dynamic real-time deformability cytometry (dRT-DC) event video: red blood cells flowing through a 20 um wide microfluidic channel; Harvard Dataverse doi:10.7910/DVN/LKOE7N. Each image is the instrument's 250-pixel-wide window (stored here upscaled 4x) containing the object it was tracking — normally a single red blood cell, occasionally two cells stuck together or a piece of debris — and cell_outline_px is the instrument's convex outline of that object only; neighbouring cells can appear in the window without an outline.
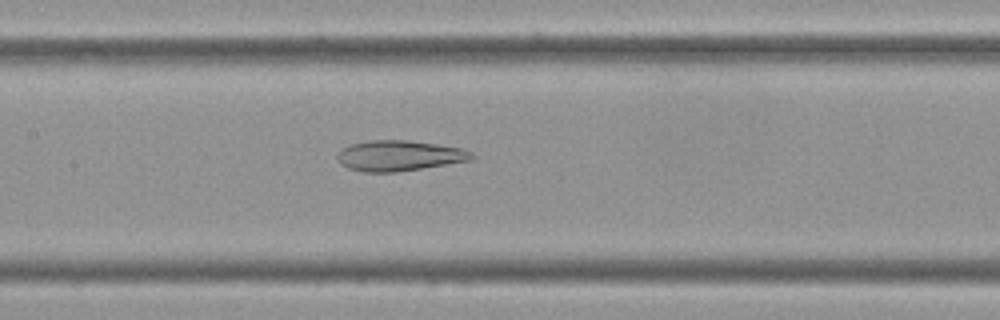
{"species": "Egyptian fruit bat (a non-hibernating species)", "species_latin": "Rousettus aegyptiacus", "temperature_condition": "cold", "stored_images_in_passage": 55, "camera_frame_rate_fps": 3000, "um_per_image_px": 0.085, "frame": {"image": 1, "passage_image": 24, "time_ms": 7.667, "image_size_px": [1000, 320], "cell_outline_px": [[476, 156], [472, 160], [396, 172], [364, 172], [348, 168], [340, 164], [336, 156], [340, 148], [352, 144], [368, 140], [408, 140], [464, 148], [472, 152]], "centroid_in_image_um": [33.93, 13.23], "position_along_channel_um": 173.5, "area_um2": 24.04}}
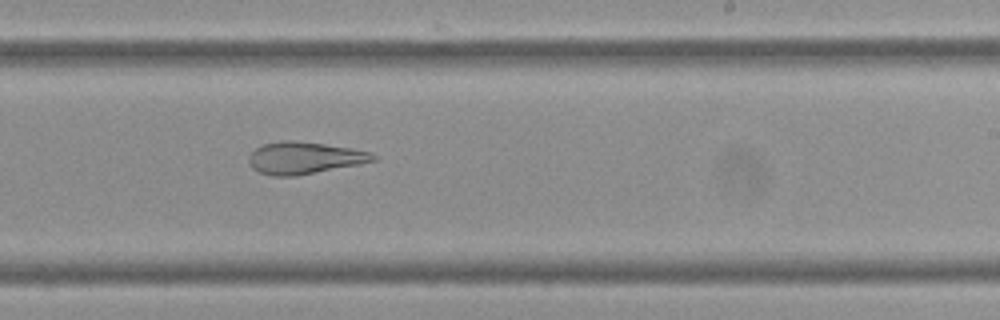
{"frame": {"image": 2, "passage_image": 32, "time_ms": 10.333, "image_size_px": [1000, 320], "cell_outline_px": [[376, 160], [360, 164], [296, 176], [272, 176], [260, 172], [252, 168], [248, 160], [248, 156], [256, 148], [264, 144], [280, 140], [292, 140], [324, 144], [352, 148], [372, 152], [376, 156]], "centroid_in_image_um": [25.87, 13.42], "position_along_channel_um": 263.1, "area_um2": 23.24}}
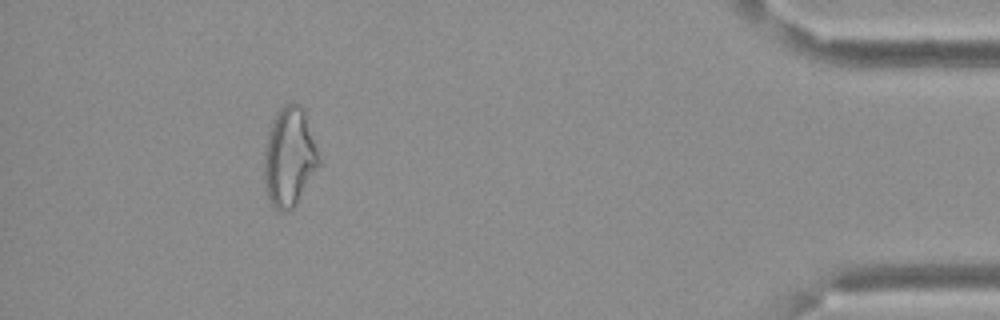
{"frame": {"image": 3, "passage_image": 50, "time_ms": 16.333, "image_size_px": [1000, 320], "cell_outline_px": [[320, 164], [296, 204], [292, 208], [284, 212], [280, 212], [272, 208], [268, 200], [264, 180], [264, 152], [272, 120], [276, 112], [284, 104], [292, 100], [300, 104], [304, 108], [320, 160]], "centroid_in_image_um": [24.58, 13.34], "position_along_channel_um": 410.6, "area_um2": 31.85}, "authors_computed_cell_mechanics": {"area_um2": 29.3624, "velocity_mm_per_s": 3.3728, "shape_relaxation_time_tau1_ms": null, "shape_relaxation_time_tau2_ms": 2.6075, "deformation_change_tau1": null, "deformation_change_tau2": 0.1178}}